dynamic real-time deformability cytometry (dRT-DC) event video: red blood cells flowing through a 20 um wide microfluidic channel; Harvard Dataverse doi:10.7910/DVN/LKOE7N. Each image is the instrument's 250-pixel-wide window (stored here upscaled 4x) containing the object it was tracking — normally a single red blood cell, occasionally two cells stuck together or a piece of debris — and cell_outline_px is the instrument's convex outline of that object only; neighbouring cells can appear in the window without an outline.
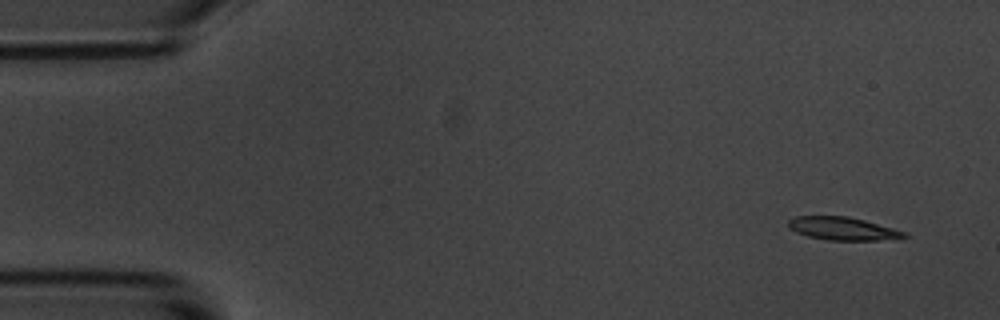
{"species": "common noctule bat (a hibernating species)", "species_latin": "Nyctalus noctula", "temperature_condition": "room temperature", "stored_images_in_passage": 10, "camera_frame_rate_fps": 3000, "um_per_image_px": 0.085, "animal": {"sex": "male", "body_mass_g": 20.1, "forearm_length_mm": 53.5}, "frame": {"image": 1, "passage_image": 1, "time_ms": 0.0, "image_size_px": [1000, 320], "cell_outline_px": [[908, 236], [876, 240], [828, 240], [808, 236], [796, 232], [788, 228], [788, 220], [796, 216], [848, 216], [864, 220], [908, 232]], "centroid_in_image_um": [71.6, 19.42], "position_along_channel_um": 13.4, "area_um2": 15.43}}
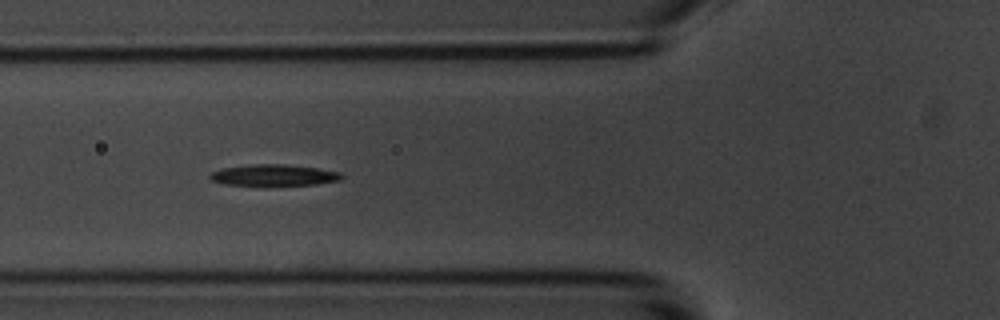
{"frame": {"image": 2, "passage_image": 6, "time_ms": 5.667, "image_size_px": [1000, 320], "cell_outline_px": [[344, 176], [340, 180], [316, 184], [268, 188], [264, 188], [224, 184], [212, 180], [208, 176], [212, 172], [220, 168], [252, 164], [284, 164], [316, 168], [340, 172]], "centroid_in_image_um": [23.23, 14.93], "position_along_channel_um": 102.6, "area_um2": 17.28}}
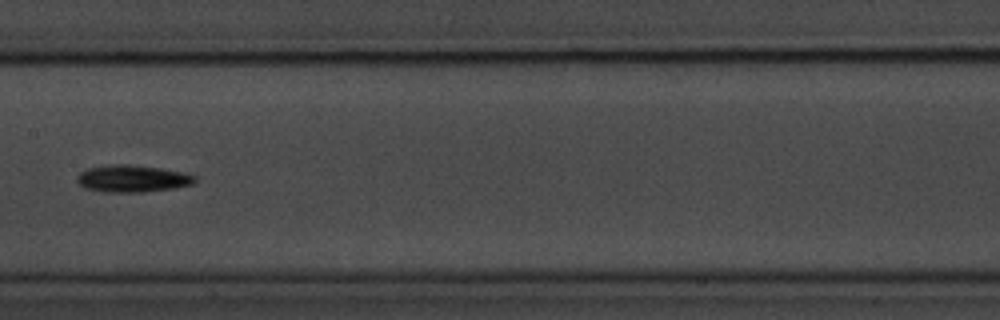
{"frame": {"image": 3, "passage_image": 8, "time_ms": 8.333, "image_size_px": [1000, 320], "cell_outline_px": [[196, 180], [192, 184], [172, 188], [140, 192], [104, 192], [84, 188], [76, 180], [76, 176], [84, 168], [112, 164], [132, 164], [160, 168], [180, 172], [196, 176]], "centroid_in_image_um": [11.18, 15.17], "position_along_channel_um": 196.2, "area_um2": 18.61}}